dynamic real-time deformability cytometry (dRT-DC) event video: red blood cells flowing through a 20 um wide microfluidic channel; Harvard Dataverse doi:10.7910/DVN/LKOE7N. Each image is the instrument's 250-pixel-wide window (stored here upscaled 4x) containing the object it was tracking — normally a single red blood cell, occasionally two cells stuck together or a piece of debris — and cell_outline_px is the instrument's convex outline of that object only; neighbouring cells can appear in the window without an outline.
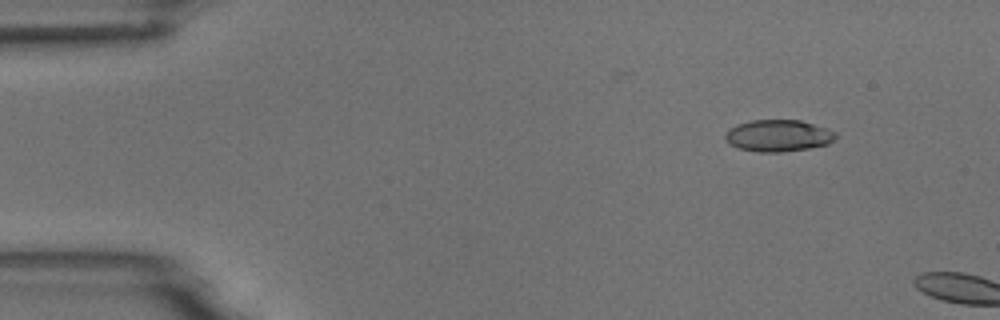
{"species": "common noctule bat (a hibernating species)", "species_latin": "Nyctalus noctula", "temperature_condition": "room temperature", "stored_images_in_passage": 9, "camera_frame_rate_fps": 3000, "um_per_image_px": 0.085, "animal": {"sex": "male", "body_mass_g": 18.8}, "frame": {"image": 1, "passage_image": 6, "time_ms": 1.667, "image_size_px": [1000, 320], "cell_outline_px": [[836, 136], [828, 144], [808, 148], [780, 152], [756, 152], [740, 148], [728, 144], [724, 140], [724, 136], [728, 128], [736, 124], [752, 120], [800, 120], [836, 132]], "centroid_in_image_um": [66.07, 11.53], "position_along_channel_um": 18.9, "area_um2": 20.4}}